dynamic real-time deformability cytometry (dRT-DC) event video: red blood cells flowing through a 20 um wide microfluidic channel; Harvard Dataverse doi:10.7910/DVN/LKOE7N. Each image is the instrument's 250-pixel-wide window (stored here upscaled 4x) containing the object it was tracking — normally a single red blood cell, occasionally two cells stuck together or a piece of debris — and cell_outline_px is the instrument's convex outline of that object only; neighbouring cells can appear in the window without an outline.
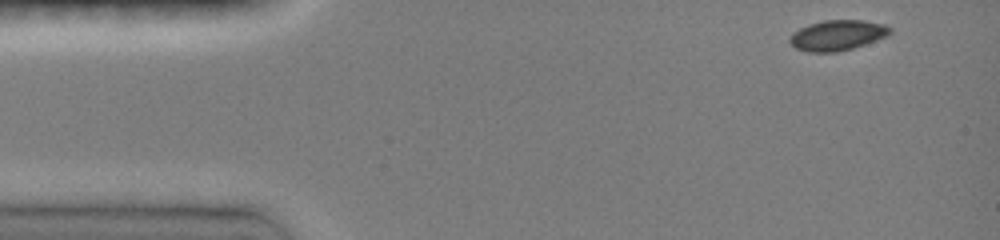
{"species": "common noctule bat (a hibernating species)", "species_latin": "Nyctalus noctula", "temperature_condition": "room temperature", "stored_images_in_passage": 13, "camera_frame_rate_fps": 3000, "um_per_image_px": 0.085, "animal": {"sex": "female", "body_mass_g": 19.0, "forearm_length_mm": 51.5}, "frame": {"image": 1, "passage_image": 1, "time_ms": 0.0, "image_size_px": [1000, 240], "cell_outline_px": [[892, 32], [888, 36], [852, 48], [836, 52], [808, 52], [796, 48], [788, 40], [792, 32], [808, 24], [824, 20], [864, 20], [884, 24], [892, 28]], "centroid_in_image_um": [71.18, 2.99], "position_along_channel_um": 13.8, "area_um2": 17.8}}
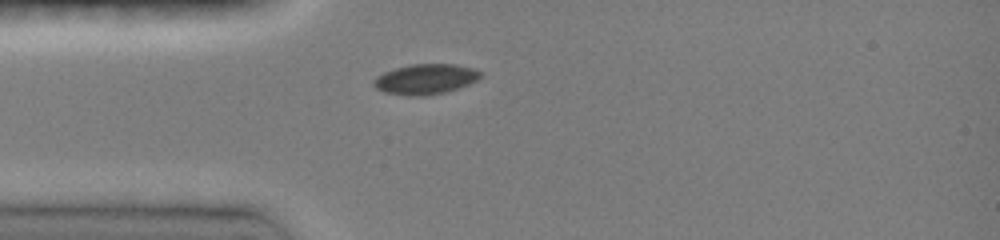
{"frame": {"image": 2, "passage_image": 10, "time_ms": 3.0, "image_size_px": [1000, 240], "cell_outline_px": [[480, 76], [476, 80], [468, 84], [444, 92], [424, 96], [408, 96], [384, 92], [376, 88], [372, 84], [372, 80], [376, 76], [384, 72], [396, 68], [412, 64], [456, 64], [472, 68], [480, 72]], "centroid_in_image_um": [36.1, 6.73], "position_along_channel_um": 48.9, "area_um2": 18.67}}